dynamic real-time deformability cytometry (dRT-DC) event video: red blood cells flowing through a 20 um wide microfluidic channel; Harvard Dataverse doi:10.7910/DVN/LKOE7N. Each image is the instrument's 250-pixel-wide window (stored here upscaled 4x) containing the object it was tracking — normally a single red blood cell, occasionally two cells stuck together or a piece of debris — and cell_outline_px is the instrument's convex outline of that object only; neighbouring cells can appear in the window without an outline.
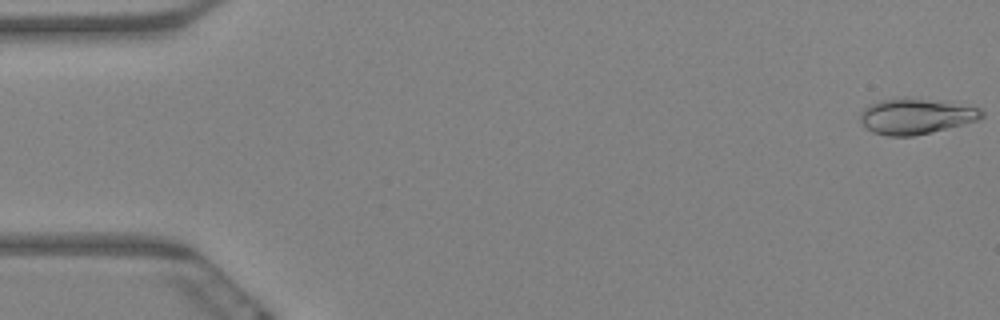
{"species": "Egyptian fruit bat (a non-hibernating species)", "species_latin": "Rousettus aegyptiacus", "temperature_condition": "warm", "stored_images_in_passage": 63, "camera_frame_rate_fps": 3000, "um_per_image_px": 0.085, "animal": {"sex": "female"}, "frame": {"image": 1, "passage_image": 1, "time_ms": 0.0, "image_size_px": [1000, 320], "cell_outline_px": [[984, 116], [976, 120], [912, 136], [888, 136], [872, 132], [860, 120], [860, 112], [868, 104], [880, 100], [904, 96], [980, 108], [984, 112]], "centroid_in_image_um": [77.77, 9.86], "position_along_channel_um": 7.2, "area_um2": 24.74}}
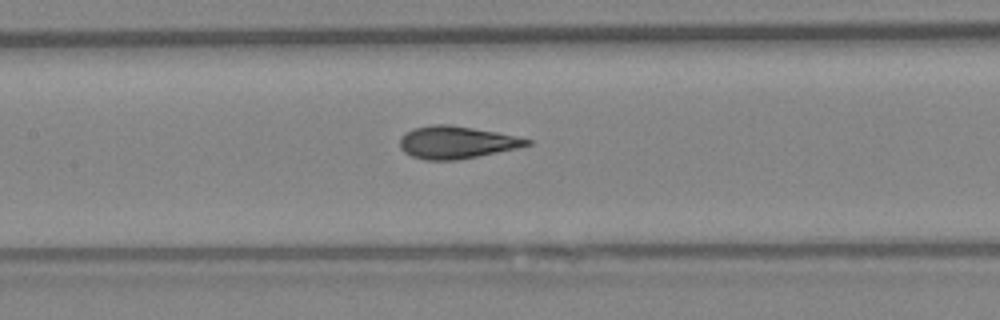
{"frame": {"image": 2, "passage_image": 30, "time_ms": 9.667, "image_size_px": [1000, 320], "cell_outline_px": [[532, 144], [516, 148], [456, 160], [424, 160], [412, 156], [404, 152], [400, 148], [400, 140], [404, 132], [412, 128], [432, 124], [448, 124], [496, 132], [516, 136], [532, 140]], "centroid_in_image_um": [38.75, 12.09], "position_along_channel_um": 168.6, "area_um2": 23.87}}
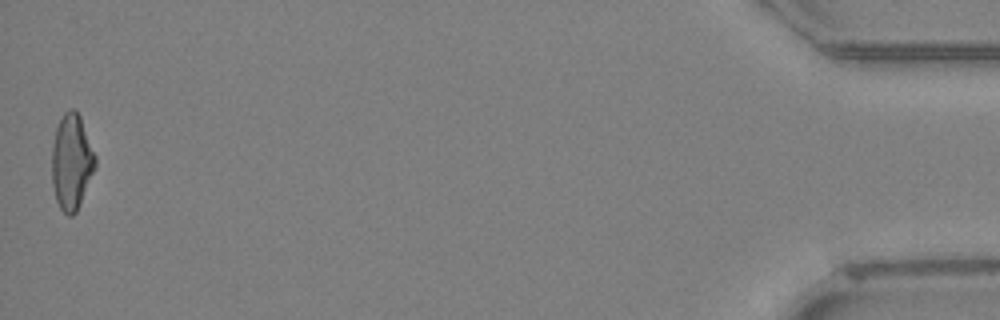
{"frame": {"image": 3, "passage_image": 63, "time_ms": 20.667, "image_size_px": [1000, 320], "cell_outline_px": [[96, 168], [76, 212], [72, 216], [68, 216], [60, 208], [56, 200], [52, 184], [52, 148], [56, 128], [64, 112], [68, 108], [76, 108], [80, 116], [96, 156]], "centroid_in_image_um": [6.09, 13.75], "position_along_channel_um": 429.1, "area_um2": 24.28}, "authors_computed_cell_mechanics": {"area_um2": 23.8136, "velocity_mm_per_s": 3.237, "shape_relaxation_time_tau1_ms": 7.6331, "shape_relaxation_time_tau2_ms": 1.3623, "deformation_change_tau1": 0.2271, "deformation_change_tau2": 0.0753}}